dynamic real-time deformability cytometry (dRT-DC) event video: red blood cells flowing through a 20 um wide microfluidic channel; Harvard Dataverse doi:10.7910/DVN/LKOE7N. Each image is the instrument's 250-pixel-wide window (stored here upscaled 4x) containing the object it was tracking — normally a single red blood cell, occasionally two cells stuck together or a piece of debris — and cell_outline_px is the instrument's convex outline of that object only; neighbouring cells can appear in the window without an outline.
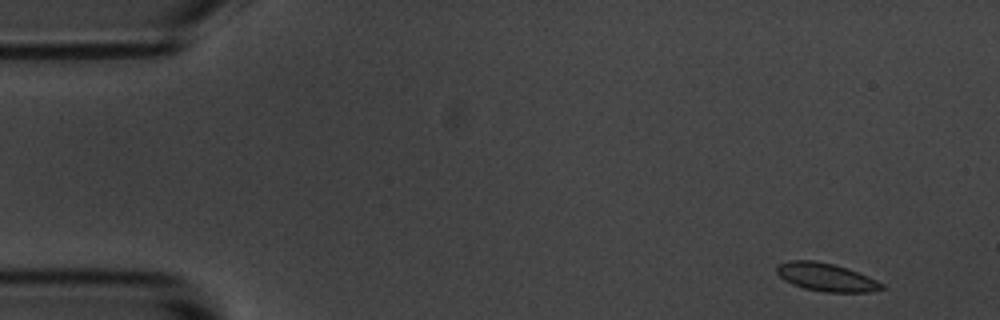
{"species": "common noctule bat (a hibernating species)", "species_latin": "Nyctalus noctula", "temperature_condition": "room temperature", "stored_images_in_passage": 7, "camera_frame_rate_fps": 3000, "um_per_image_px": 0.085, "animal": {"sex": "male", "body_mass_g": 20.1, "forearm_length_mm": 53.5}, "frame": {"image": 1, "passage_image": 1, "time_ms": 0.0, "image_size_px": [1000, 320], "cell_outline_px": [[884, 288], [868, 292], [824, 292], [804, 288], [792, 284], [784, 280], [776, 272], [776, 268], [780, 264], [792, 260], [812, 260], [832, 264], [848, 268], [868, 276], [884, 284]], "centroid_in_image_um": [70.23, 23.56], "position_along_channel_um": 14.8, "area_um2": 17.05}}
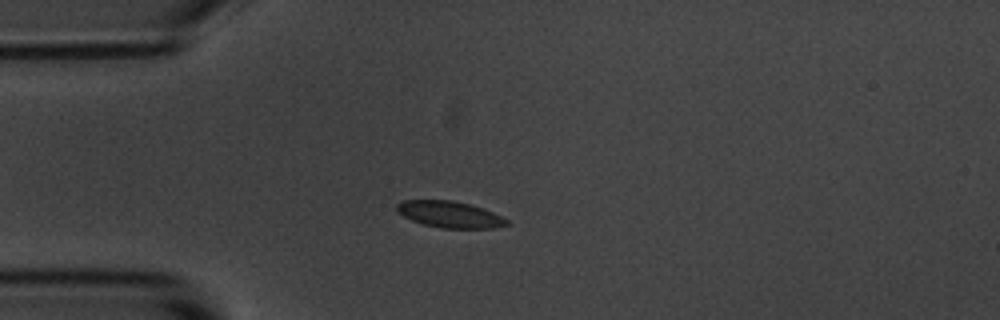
{"frame": {"image": 2, "passage_image": 4, "time_ms": 3.333, "image_size_px": [1000, 320], "cell_outline_px": [[512, 224], [492, 228], [440, 228], [424, 224], [412, 220], [396, 212], [396, 204], [404, 200], [452, 200], [468, 204], [492, 212], [508, 220]], "centroid_in_image_um": [38.21, 18.23], "position_along_channel_um": 46.8, "area_um2": 16.82}}
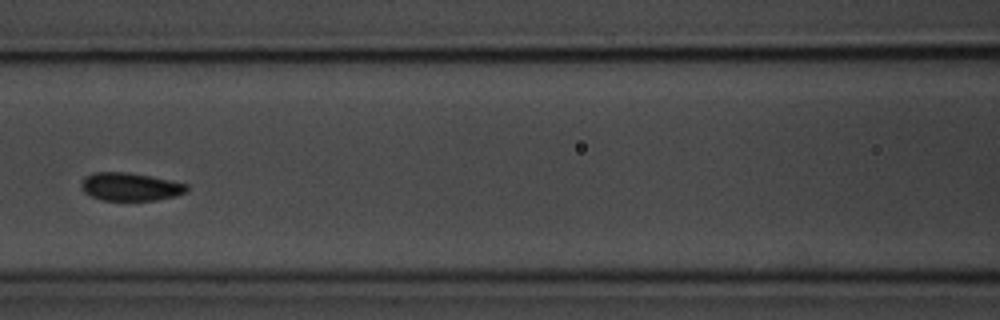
{"frame": {"image": 3, "passage_image": 7, "time_ms": 6.667, "image_size_px": [1000, 320], "cell_outline_px": [[188, 192], [176, 196], [156, 200], [100, 200], [84, 192], [80, 188], [80, 184], [84, 176], [96, 172], [124, 172], [148, 176], [188, 184]], "centroid_in_image_um": [11.05, 15.88], "position_along_channel_um": 155.5, "area_um2": 17.22}}